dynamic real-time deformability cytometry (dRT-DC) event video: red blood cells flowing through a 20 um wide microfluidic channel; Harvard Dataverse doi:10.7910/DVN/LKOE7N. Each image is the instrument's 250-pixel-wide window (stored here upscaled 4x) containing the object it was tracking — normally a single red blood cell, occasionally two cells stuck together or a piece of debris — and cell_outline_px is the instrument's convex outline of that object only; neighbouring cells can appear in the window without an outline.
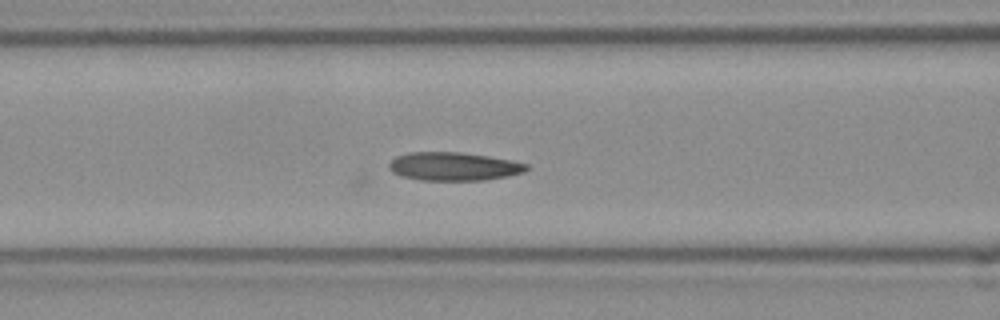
{"species": "Egyptian fruit bat (a non-hibernating species)", "species_latin": "Rousettus aegyptiacus", "temperature_condition": "room temperature", "stored_images_in_passage": 32, "camera_frame_rate_fps": 3000, "um_per_image_px": 0.085, "frame": {"image": 1, "passage_image": 8, "time_ms": 2.333, "image_size_px": [1000, 320], "cell_outline_px": [[528, 168], [524, 172], [508, 176], [484, 180], [420, 180], [404, 176], [392, 172], [388, 168], [388, 164], [396, 156], [408, 152], [460, 152], [488, 156], [512, 160], [528, 164]], "centroid_in_image_um": [38.57, 14.14], "position_along_channel_um": 128.0, "area_um2": 22.72}}
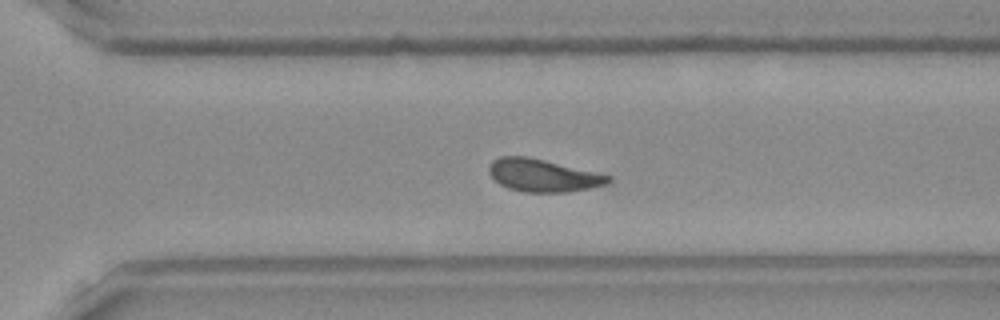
{"frame": {"image": 2, "passage_image": 23, "time_ms": 7.333, "image_size_px": [1000, 320], "cell_outline_px": [[612, 180], [608, 184], [592, 188], [568, 192], [524, 192], [508, 188], [500, 184], [488, 172], [488, 168], [492, 160], [500, 156], [528, 156], [612, 176]], "centroid_in_image_um": [46.16, 14.91], "position_along_channel_um": 324.4, "area_um2": 22.72}}
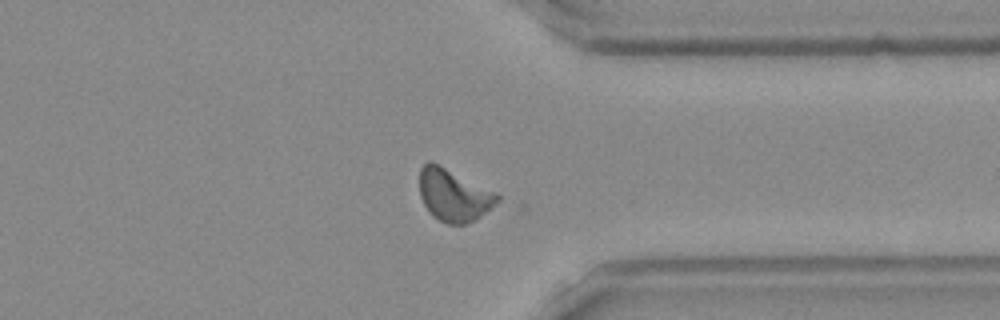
{"frame": {"image": 3, "passage_image": 27, "time_ms": 8.667, "image_size_px": [1000, 320], "cell_outline_px": [[500, 200], [484, 212], [472, 220], [464, 224], [448, 224], [432, 216], [424, 204], [420, 196], [420, 168], [428, 160], [432, 160], [496, 192], [500, 196]], "centroid_in_image_um": [38.53, 16.54], "position_along_channel_um": 372.9, "area_um2": 23.52}}